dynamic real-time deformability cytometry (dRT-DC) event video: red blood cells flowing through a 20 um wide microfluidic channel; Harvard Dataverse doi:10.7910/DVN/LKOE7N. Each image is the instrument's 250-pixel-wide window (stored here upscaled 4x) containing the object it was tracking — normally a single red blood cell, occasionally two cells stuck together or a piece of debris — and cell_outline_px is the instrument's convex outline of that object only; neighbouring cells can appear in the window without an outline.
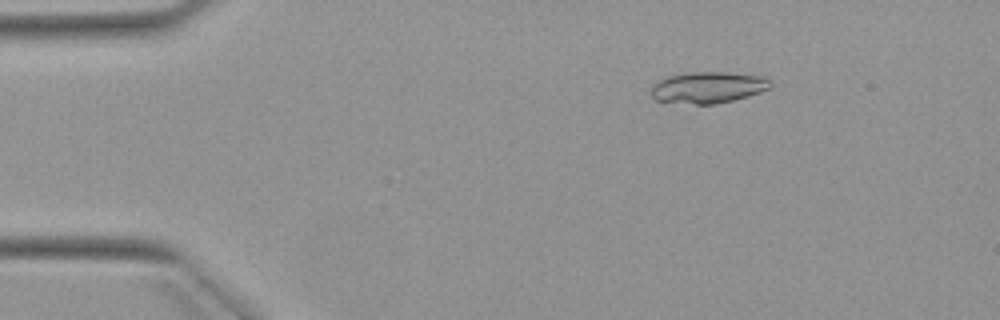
{"species": "Egyptian fruit bat (a non-hibernating species)", "species_latin": "Rousettus aegyptiacus", "temperature_condition": "warm", "stored_images_in_passage": 3, "camera_frame_rate_fps": 3000, "um_per_image_px": 0.085, "animal": {"sex": "female"}, "frame": {"image": 1, "passage_image": 1, "time_ms": 0.0, "image_size_px": [1000, 320], "cell_outline_px": [[772, 88], [748, 96], [716, 104], [696, 104], [656, 100], [652, 96], [652, 84], [668, 76], [688, 72], [728, 72], [764, 76], [772, 80]], "centroid_in_image_um": [60.24, 7.42], "position_along_channel_um": 24.8, "area_um2": 21.91}}